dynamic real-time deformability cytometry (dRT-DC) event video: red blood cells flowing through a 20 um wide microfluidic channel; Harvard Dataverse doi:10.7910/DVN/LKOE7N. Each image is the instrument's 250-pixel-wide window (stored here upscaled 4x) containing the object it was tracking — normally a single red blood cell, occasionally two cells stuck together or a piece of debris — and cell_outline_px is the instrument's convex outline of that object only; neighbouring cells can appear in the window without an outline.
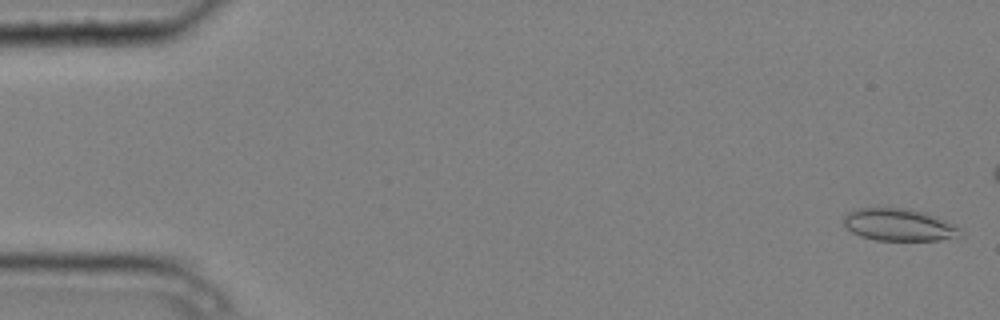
{"species": "common noctule bat (a hibernating species)", "species_latin": "Nyctalus noctula", "temperature_condition": "cold", "stored_images_in_passage": 6, "camera_frame_rate_fps": 3000, "um_per_image_px": 0.085, "animal": {"sex": "male", "body_mass_g": 20.4}, "frame": {"image": 1, "passage_image": 1, "time_ms": 0.0, "image_size_px": [1000, 320], "cell_outline_px": [[960, 236], [940, 240], [876, 240], [860, 236], [852, 232], [844, 224], [844, 216], [852, 208], [908, 208], [924, 212], [936, 216], [960, 228]], "centroid_in_image_um": [76.38, 19.1], "position_along_channel_um": 8.6, "area_um2": 21.85}}